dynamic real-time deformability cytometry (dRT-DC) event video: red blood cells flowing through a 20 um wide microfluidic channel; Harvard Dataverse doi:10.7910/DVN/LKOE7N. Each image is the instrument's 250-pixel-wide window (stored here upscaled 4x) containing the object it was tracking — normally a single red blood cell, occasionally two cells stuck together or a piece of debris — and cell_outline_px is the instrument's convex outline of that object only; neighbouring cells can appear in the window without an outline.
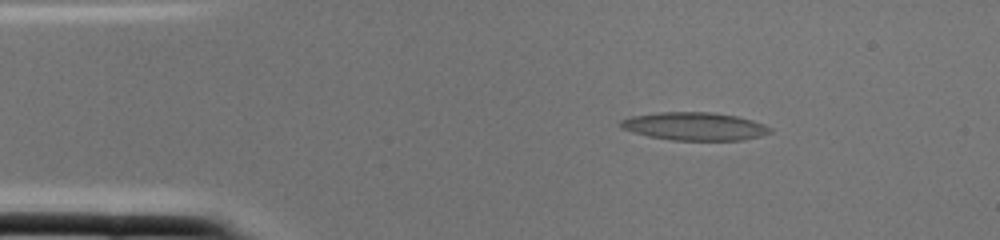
{"species": "common noctule bat (a hibernating species)", "species_latin": "Nyctalus noctula", "temperature_condition": "cold", "stored_images_in_passage": 1, "camera_frame_rate_fps": 3000, "um_per_image_px": 0.085, "animal": {"sex": "female", "body_mass_g": 22.0, "forearm_length_mm": 56.7}, "frame": {"image": 1, "passage_image": 1, "time_ms": 0.0, "image_size_px": [1000, 240], "cell_outline_px": [[772, 132], [760, 136], [740, 140], [672, 140], [648, 136], [632, 132], [620, 128], [620, 120], [632, 116], [656, 112], [712, 112], [736, 116], [752, 120], [764, 124], [772, 128]], "centroid_in_image_um": [59.02, 10.73], "position_along_channel_um": 26.0, "area_um2": 24.45}}